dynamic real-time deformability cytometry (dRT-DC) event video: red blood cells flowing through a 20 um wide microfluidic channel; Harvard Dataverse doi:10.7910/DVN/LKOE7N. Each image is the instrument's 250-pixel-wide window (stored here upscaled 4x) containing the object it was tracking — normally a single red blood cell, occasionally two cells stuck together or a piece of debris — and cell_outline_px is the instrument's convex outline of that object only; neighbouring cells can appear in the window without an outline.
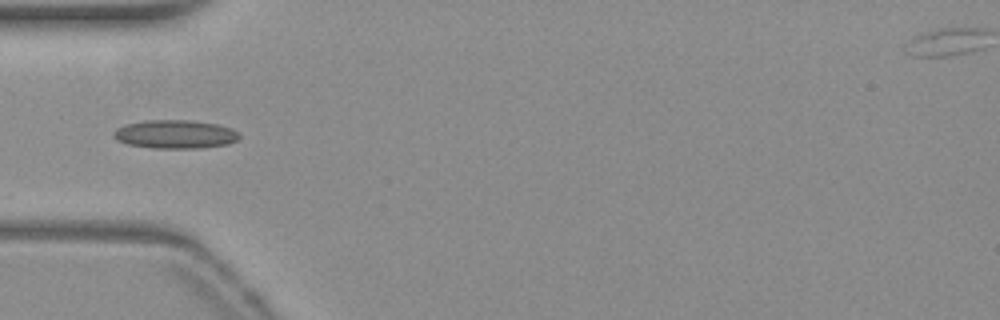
{"species": "common noctule bat (a hibernating species)", "species_latin": "Nyctalus noctula", "temperature_condition": "warm", "stored_images_in_passage": 13, "camera_frame_rate_fps": 3000, "um_per_image_px": 0.085, "animal": {"sex": "female", "body_mass_g": 19.3, "forearm_length_mm": 54.1}, "frame": {"image": 1, "passage_image": 1, "time_ms": 0.0, "image_size_px": [1000, 320], "cell_outline_px": [[240, 136], [236, 140], [228, 144], [200, 148], [152, 148], [128, 144], [116, 140], [112, 132], [116, 128], [124, 124], [144, 120], [188, 120], [216, 124], [232, 128]], "centroid_in_image_um": [14.84, 11.41], "position_along_channel_um": 70.2, "area_um2": 20.92}}
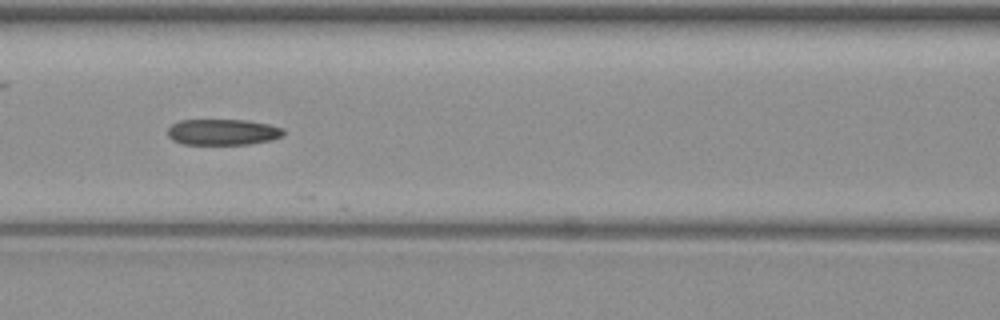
{"frame": {"image": 2, "passage_image": 7, "time_ms": 2.0, "image_size_px": [1000, 320], "cell_outline_px": [[284, 136], [272, 140], [248, 144], [180, 144], [172, 140], [168, 136], [168, 128], [172, 124], [180, 120], [248, 120], [268, 124], [284, 128]], "centroid_in_image_um": [18.95, 11.22], "position_along_channel_um": 147.7, "area_um2": 17.69}}
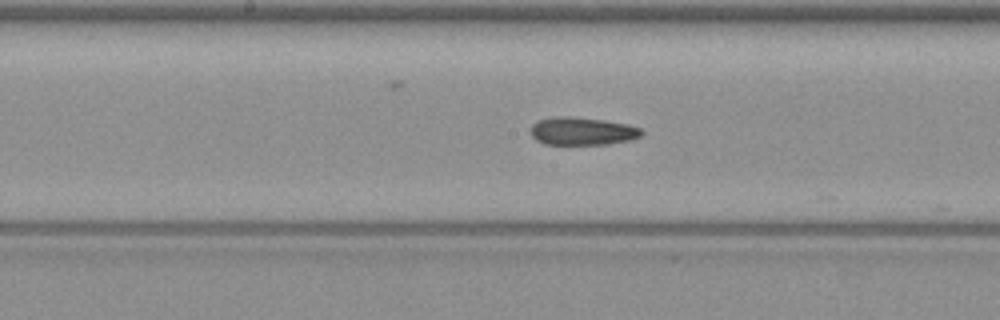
{"frame": {"image": 3, "passage_image": 11, "time_ms": 3.333, "image_size_px": [1000, 320], "cell_outline_px": [[644, 132], [640, 136], [632, 140], [608, 144], [544, 144], [536, 140], [532, 136], [532, 124], [536, 120], [552, 116], [568, 116], [604, 120], [628, 124], [640, 128]], "centroid_in_image_um": [49.49, 11.14], "position_along_channel_um": 198.7, "area_um2": 18.15}}